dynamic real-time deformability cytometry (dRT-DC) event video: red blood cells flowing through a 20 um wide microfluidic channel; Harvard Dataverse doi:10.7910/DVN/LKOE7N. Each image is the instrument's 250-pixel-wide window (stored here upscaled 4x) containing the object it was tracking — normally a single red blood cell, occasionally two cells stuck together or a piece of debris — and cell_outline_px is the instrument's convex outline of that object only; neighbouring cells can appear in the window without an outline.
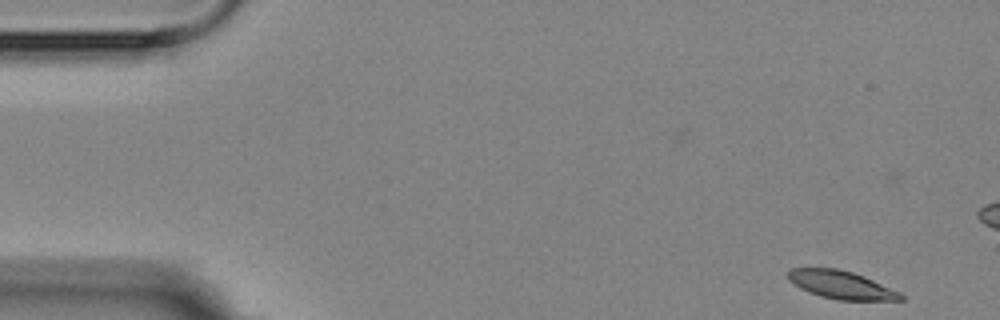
{"species": "Egyptian fruit bat (a non-hibernating species)", "species_latin": "Rousettus aegyptiacus", "temperature_condition": "room temperature", "stored_images_in_passage": 6, "camera_frame_rate_fps": 3000, "um_per_image_px": 0.085, "animal": {"sex": "female"}, "frame": {"image": 1, "passage_image": 1, "time_ms": 0.0, "image_size_px": [1000, 320], "cell_outline_px": [[904, 300], [836, 300], [820, 296], [808, 292], [792, 284], [788, 280], [788, 268], [836, 268], [852, 272], [864, 276], [900, 292], [904, 296]], "centroid_in_image_um": [71.47, 24.21], "position_along_channel_um": 13.5, "area_um2": 18.5}}